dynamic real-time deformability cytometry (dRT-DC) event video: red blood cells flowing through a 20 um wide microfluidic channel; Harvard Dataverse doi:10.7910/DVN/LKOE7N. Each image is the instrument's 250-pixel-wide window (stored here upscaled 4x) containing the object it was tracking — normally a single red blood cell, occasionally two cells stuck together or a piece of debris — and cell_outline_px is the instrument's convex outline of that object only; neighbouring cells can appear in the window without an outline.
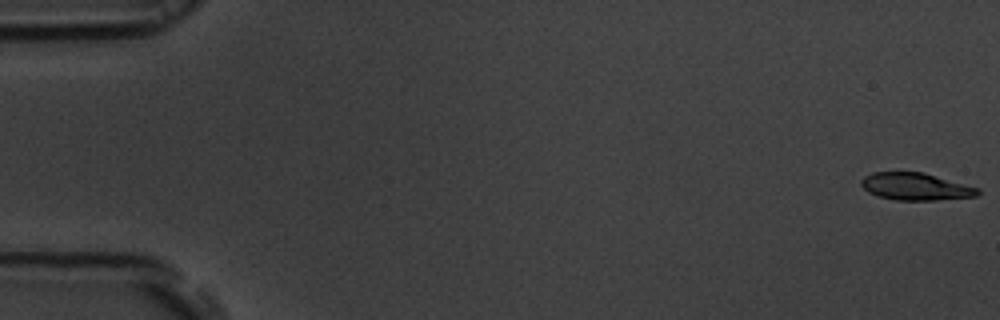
{"species": "common noctule bat (a hibernating species)", "species_latin": "Nyctalus noctula", "temperature_condition": "room temperature", "stored_images_in_passage": 55, "camera_frame_rate_fps": 3000, "um_per_image_px": 0.085, "animal": {"sex": "male", "body_mass_g": 19.5, "forearm_length_mm": 54.6}, "frame": {"image": 1, "passage_image": 1, "time_ms": 0.0, "image_size_px": [1000, 320], "cell_outline_px": [[980, 192], [976, 196], [936, 200], [896, 200], [876, 196], [868, 192], [860, 184], [860, 180], [864, 176], [872, 172], [924, 172], [980, 188]], "centroid_in_image_um": [77.81, 15.85], "position_along_channel_um": 7.2, "area_um2": 18.67}}
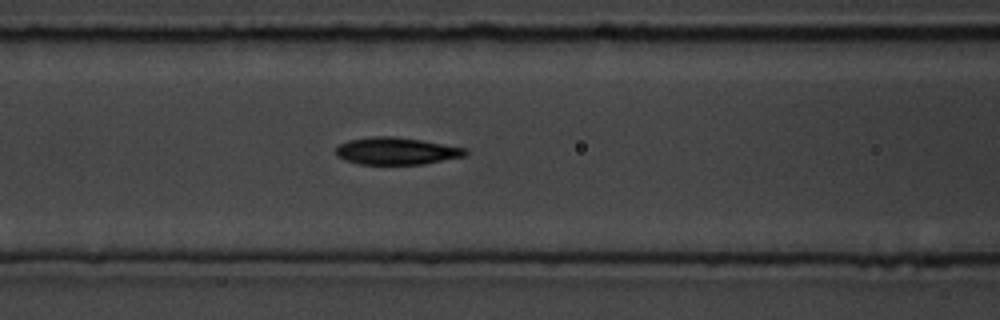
{"frame": {"image": 2, "passage_image": 23, "time_ms": 7.333, "image_size_px": [1000, 320], "cell_outline_px": [[468, 152], [464, 156], [424, 164], [360, 164], [344, 160], [336, 156], [336, 148], [340, 144], [348, 140], [372, 136], [392, 136], [420, 140], [464, 148]], "centroid_in_image_um": [33.64, 12.84], "position_along_channel_um": 133.0, "area_um2": 20.35}}
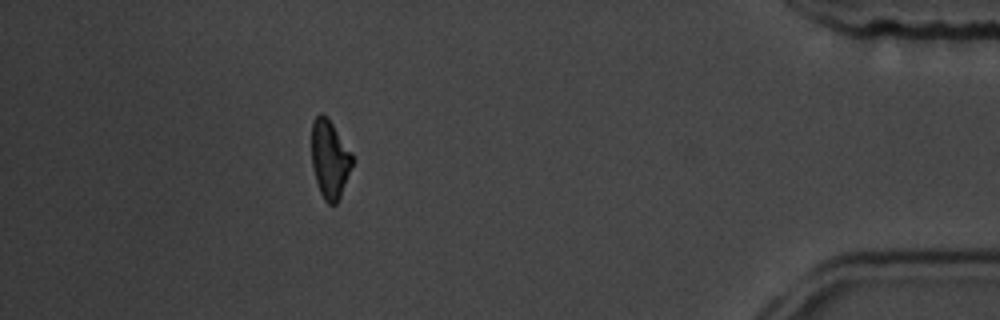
{"frame": {"image": 3, "passage_image": 49, "time_ms": 16.0, "image_size_px": [1000, 320], "cell_outline_px": [[356, 160], [340, 196], [336, 204], [328, 204], [324, 200], [320, 192], [316, 180], [312, 164], [312, 120], [320, 112], [332, 124], [352, 152]], "centroid_in_image_um": [28.06, 13.54], "position_along_channel_um": 407.1, "area_um2": 18.61}, "authors_computed_cell_mechanics": {"area_um2": 19.941, "velocity_mm_per_s": 3.7637, "shape_relaxation_time_tau1_ms": 2.4062, "shape_relaxation_time_tau2_ms": 3.2432, "deformation_change_tau1": 0.1224, "deformation_change_tau2": 0.1118}}